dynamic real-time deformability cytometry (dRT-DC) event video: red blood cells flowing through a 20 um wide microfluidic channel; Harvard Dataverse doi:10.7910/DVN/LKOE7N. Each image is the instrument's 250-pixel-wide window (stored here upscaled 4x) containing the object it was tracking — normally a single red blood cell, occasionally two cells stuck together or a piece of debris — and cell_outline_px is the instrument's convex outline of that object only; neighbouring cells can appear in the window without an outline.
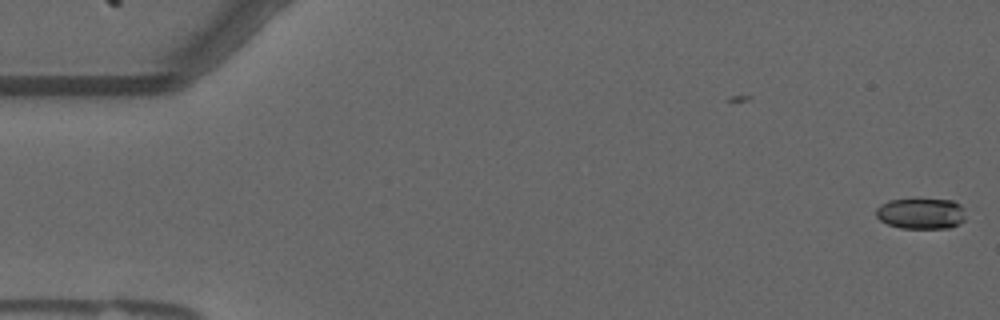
{"species": "common noctule bat (a hibernating species)", "species_latin": "Nyctalus noctula", "temperature_condition": "warm", "stored_images_in_passage": 5, "camera_frame_rate_fps": 3000, "um_per_image_px": 0.085, "animal": {"sex": "male", "forearm_length_mm": 52.5}, "frame": {"image": 1, "passage_image": 5, "time_ms": 1.333, "image_size_px": [1000, 320], "cell_outline_px": [[964, 220], [948, 228], [900, 228], [888, 224], [880, 220], [876, 216], [876, 208], [880, 204], [888, 200], [916, 196], [920, 196], [952, 200], [960, 204], [964, 208]], "centroid_in_image_um": [78.26, 18.08], "position_along_channel_um": 6.7, "area_um2": 16.94}}